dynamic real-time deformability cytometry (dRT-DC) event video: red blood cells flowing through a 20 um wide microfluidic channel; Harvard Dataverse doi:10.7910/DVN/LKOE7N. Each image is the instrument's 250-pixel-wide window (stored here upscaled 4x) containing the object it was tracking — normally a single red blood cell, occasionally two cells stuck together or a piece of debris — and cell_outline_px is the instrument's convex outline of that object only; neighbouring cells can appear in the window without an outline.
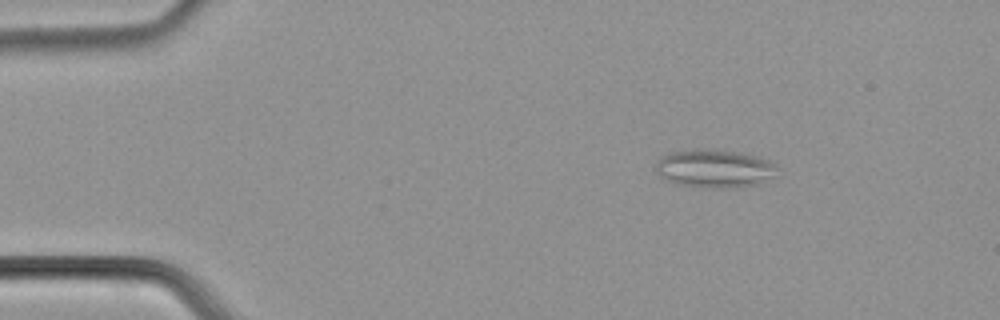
{"species": "common noctule bat (a hibernating species)", "species_latin": "Nyctalus noctula", "temperature_condition": "cold", "stored_images_in_passage": 55, "camera_frame_rate_fps": 3000, "um_per_image_px": 0.085, "animal": {"sex": "male", "body_mass_g": 21.5, "forearm_length_mm": 52.0}, "frame": {"image": 1, "passage_image": 8, "time_ms": 2.333, "image_size_px": [1000, 320], "cell_outline_px": [[776, 176], [756, 184], [736, 188], [704, 188], [680, 184], [664, 180], [652, 168], [668, 152], [692, 148], [704, 148], [736, 152], [756, 156], [768, 160], [776, 164]], "centroid_in_image_um": [60.7, 14.32], "position_along_channel_um": 24.3, "area_um2": 27.4}}
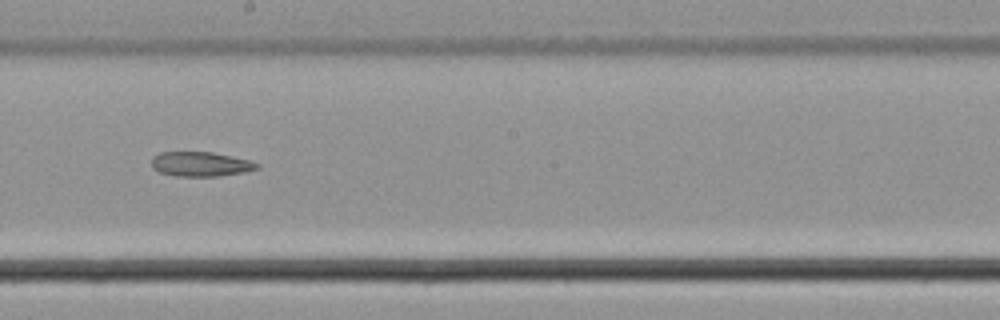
{"frame": {"image": 2, "passage_image": 31, "time_ms": 10.0, "image_size_px": [1000, 320], "cell_outline_px": [[260, 168], [244, 172], [220, 176], [176, 176], [160, 172], [152, 168], [152, 156], [160, 152], [212, 152], [252, 160], [260, 164]], "centroid_in_image_um": [17.08, 13.94], "position_along_channel_um": 231.1, "area_um2": 15.26}}
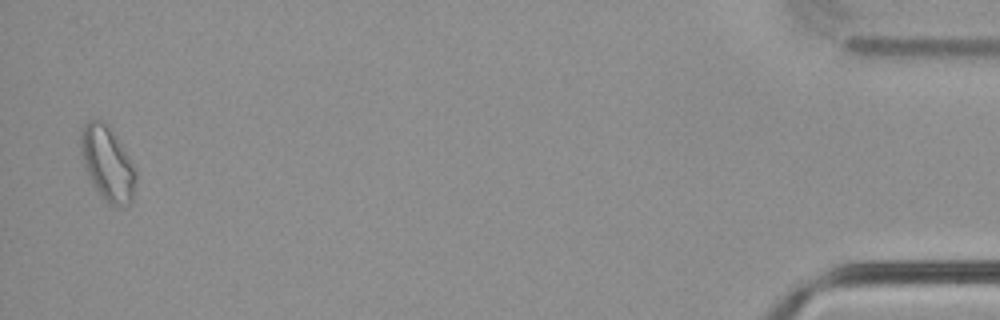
{"frame": {"image": 3, "passage_image": 54, "time_ms": 17.667, "image_size_px": [1000, 320], "cell_outline_px": [[136, 180], [132, 204], [108, 204], [92, 184], [84, 164], [80, 152], [80, 132], [84, 124], [88, 120], [104, 120], [112, 128], [136, 172]], "centroid_in_image_um": [9.11, 13.85], "position_along_channel_um": 426.1, "area_um2": 23.7}}